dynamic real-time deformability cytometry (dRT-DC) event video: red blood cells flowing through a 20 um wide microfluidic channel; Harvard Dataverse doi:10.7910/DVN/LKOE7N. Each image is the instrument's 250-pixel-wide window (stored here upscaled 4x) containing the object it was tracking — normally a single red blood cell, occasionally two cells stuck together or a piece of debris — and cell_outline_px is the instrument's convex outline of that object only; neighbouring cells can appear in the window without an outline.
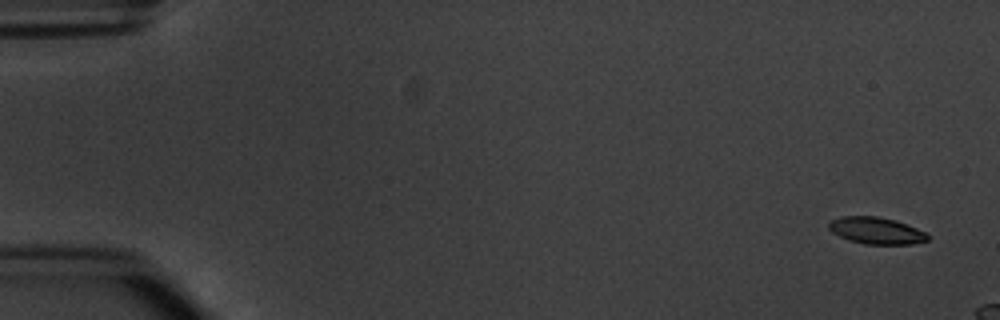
{"species": "common noctule bat (a hibernating species)", "species_latin": "Nyctalus noctula", "temperature_condition": "warm", "stored_images_in_passage": 5, "camera_frame_rate_fps": 3000, "um_per_image_px": 0.085, "animal": {"sex": "male", "body_mass_g": 20.1, "forearm_length_mm": 53.5}, "frame": {"image": 1, "passage_image": 1, "time_ms": 0.0, "image_size_px": [1000, 320], "cell_outline_px": [[928, 240], [912, 244], [864, 244], [848, 240], [832, 232], [828, 228], [828, 224], [832, 220], [840, 216], [876, 216], [896, 220], [916, 228], [924, 232], [928, 236]], "centroid_in_image_um": [74.45, 19.6], "position_along_channel_um": 10.5, "area_um2": 15.37}}